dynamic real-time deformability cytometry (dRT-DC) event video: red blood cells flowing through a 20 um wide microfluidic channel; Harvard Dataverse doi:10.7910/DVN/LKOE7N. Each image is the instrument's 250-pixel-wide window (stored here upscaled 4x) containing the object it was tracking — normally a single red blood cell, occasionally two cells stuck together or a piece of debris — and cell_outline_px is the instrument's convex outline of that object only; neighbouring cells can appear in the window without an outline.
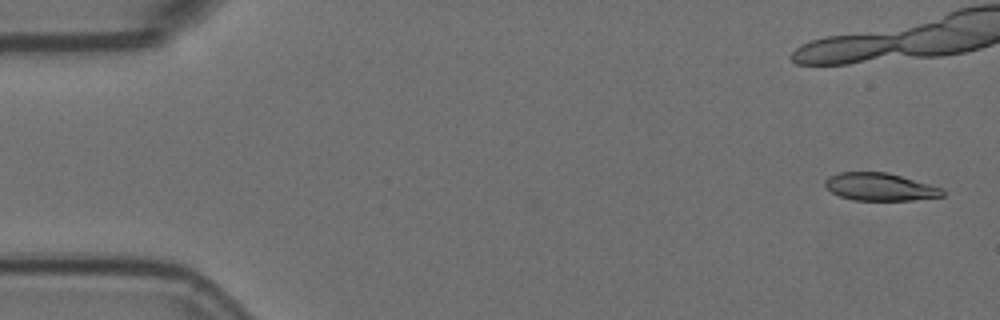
{"species": "Egyptian fruit bat (a non-hibernating species)", "species_latin": "Rousettus aegyptiacus", "temperature_condition": "room temperature", "stored_images_in_passage": 8, "camera_frame_rate_fps": 3000, "um_per_image_px": 0.085, "animal": {"sex": "female"}, "frame": {"image": 1, "passage_image": 2, "time_ms": 0.333, "image_size_px": [1000, 320], "cell_outline_px": [[944, 196], [912, 200], [852, 200], [840, 196], [832, 192], [824, 184], [824, 180], [828, 176], [840, 172], [888, 172], [944, 188]], "centroid_in_image_um": [74.81, 15.88], "position_along_channel_um": 10.2, "area_um2": 19.02}}